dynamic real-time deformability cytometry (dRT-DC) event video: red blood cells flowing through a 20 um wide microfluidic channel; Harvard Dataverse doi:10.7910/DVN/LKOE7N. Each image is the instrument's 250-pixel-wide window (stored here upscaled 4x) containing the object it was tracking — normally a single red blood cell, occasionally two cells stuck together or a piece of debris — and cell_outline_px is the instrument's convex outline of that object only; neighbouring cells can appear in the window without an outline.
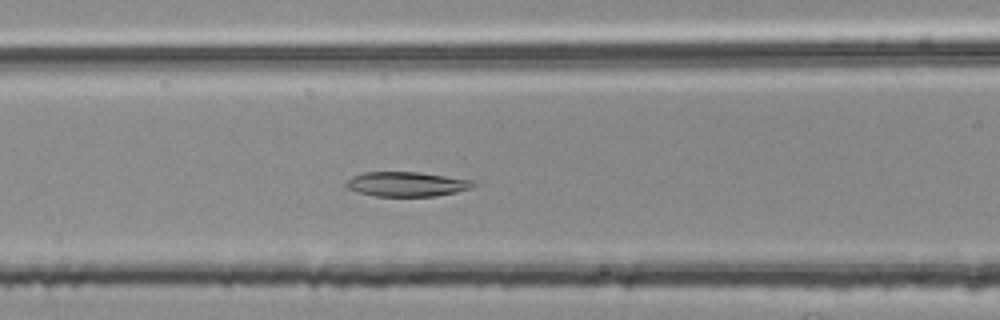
{"species": "common noctule bat (a hibernating species)", "species_latin": "Nyctalus noctula", "temperature_condition": "room temperature", "stored_images_in_passage": 37, "camera_frame_rate_fps": 3000, "um_per_image_px": 0.085, "animal": {"sex": "female", "body_mass_g": 25.1}, "frame": {"image": 1, "passage_image": 7, "time_ms": 2.0, "image_size_px": [1000, 320], "cell_outline_px": [[476, 184], [472, 188], [456, 192], [436, 196], [372, 196], [344, 188], [344, 184], [352, 176], [364, 172], [420, 172], [476, 180]], "centroid_in_image_um": [34.57, 15.65], "position_along_channel_um": 132.0, "area_um2": 18.55}}
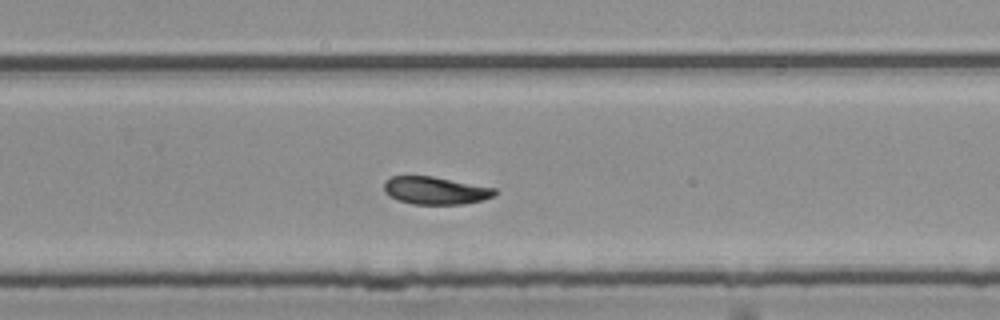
{"frame": {"image": 2, "passage_image": 20, "time_ms": 6.333, "image_size_px": [1000, 320], "cell_outline_px": [[500, 192], [484, 200], [464, 204], [412, 204], [388, 196], [384, 192], [384, 180], [392, 176], [432, 176], [496, 188]], "centroid_in_image_um": [37.02, 16.19], "position_along_channel_um": 292.8, "area_um2": 17.98}}
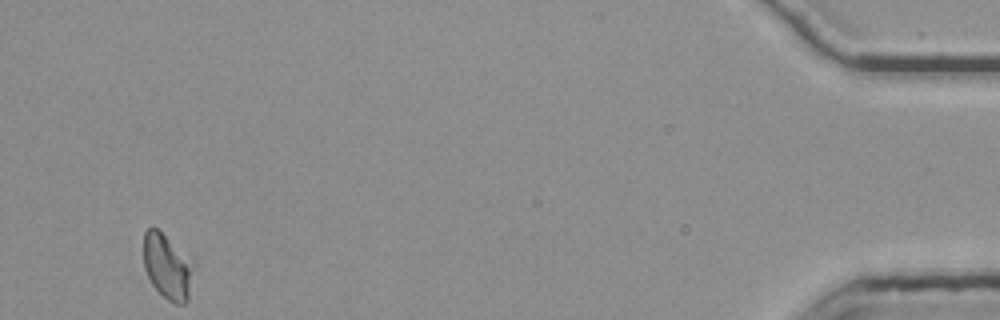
{"frame": {"image": 3, "passage_image": 37, "time_ms": 12.0, "image_size_px": [1000, 320], "cell_outline_px": [[188, 300], [184, 304], [176, 304], [168, 300], [152, 284], [144, 268], [144, 232], [148, 228], [156, 228], [164, 236], [188, 268]], "centroid_in_image_um": [14.05, 22.73], "position_along_channel_um": 421.1, "area_um2": 16.53}, "authors_computed_cell_mechanics": {"area_um2": 18.496, "velocity_mm_per_s": 3.7232, "shape_relaxation_time_tau1_ms": null, "shape_relaxation_time_tau2_ms": 8.1471, "deformation_change_tau1": null, "deformation_change_tau2": 0.1168}}